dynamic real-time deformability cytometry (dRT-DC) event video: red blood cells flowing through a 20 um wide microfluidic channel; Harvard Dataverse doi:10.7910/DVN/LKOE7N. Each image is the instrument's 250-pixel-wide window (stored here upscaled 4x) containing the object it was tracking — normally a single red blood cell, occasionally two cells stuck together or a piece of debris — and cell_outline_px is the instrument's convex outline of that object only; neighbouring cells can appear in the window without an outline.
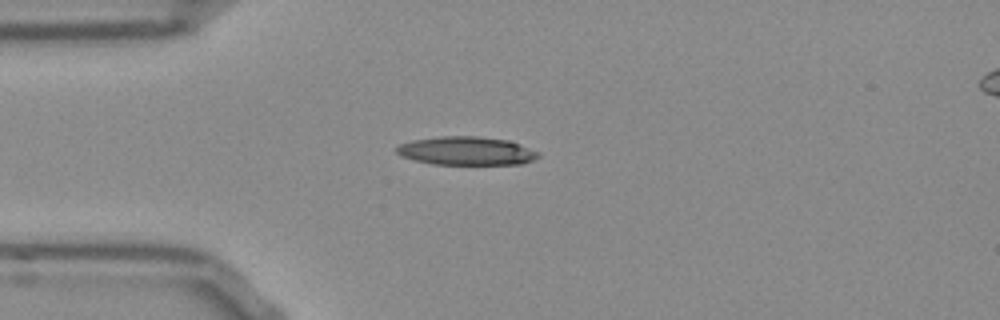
{"species": "Egyptian fruit bat (a non-hibernating species)", "species_latin": "Rousettus aegyptiacus", "temperature_condition": "room temperature", "stored_images_in_passage": 40, "camera_frame_rate_fps": 3000, "um_per_image_px": 0.085, "frame": {"image": 1, "passage_image": 1, "time_ms": 0.0, "image_size_px": [1000, 320], "cell_outline_px": [[540, 156], [532, 160], [520, 164], [432, 164], [400, 156], [396, 152], [396, 148], [400, 144], [412, 140], [440, 136], [476, 136], [508, 140], [540, 152]], "centroid_in_image_um": [39.64, 12.82], "position_along_channel_um": 45.4, "area_um2": 23.41}}
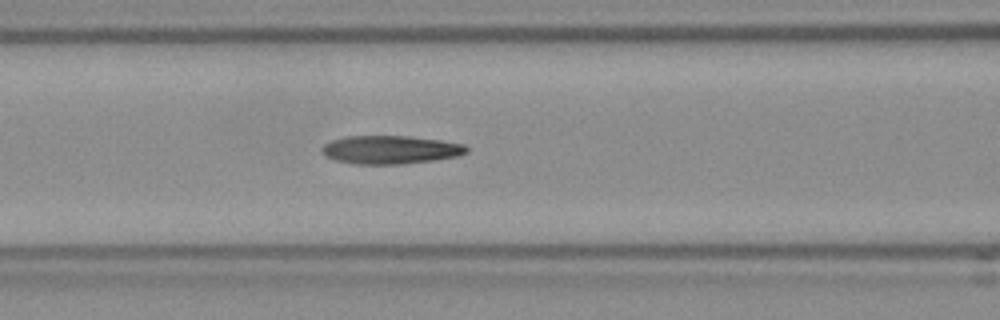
{"frame": {"image": 2, "passage_image": 9, "time_ms": 2.667, "image_size_px": [1000, 320], "cell_outline_px": [[468, 152], [456, 156], [432, 160], [404, 164], [352, 164], [336, 160], [324, 156], [320, 152], [320, 148], [324, 144], [332, 140], [344, 136], [408, 136], [440, 140], [464, 144], [468, 148]], "centroid_in_image_um": [33.13, 12.73], "position_along_channel_um": 133.5, "area_um2": 23.99}}
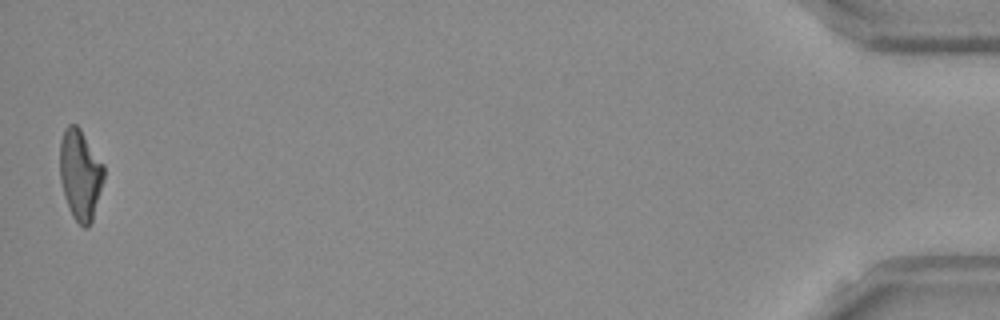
{"frame": {"image": 3, "passage_image": 40, "time_ms": 13.0, "image_size_px": [1000, 320], "cell_outline_px": [[104, 180], [92, 220], [88, 228], [84, 228], [72, 216], [68, 208], [64, 196], [60, 180], [60, 140], [64, 128], [68, 124], [76, 124], [80, 128], [104, 164]], "centroid_in_image_um": [6.81, 14.83], "position_along_channel_um": 428.4, "area_um2": 23.41}, "authors_computed_cell_mechanics": {"area_um2": 23.6691, "velocity_mm_per_s": 3.8159, "shape_relaxation_time_tau1_ms": 3.788, "shape_relaxation_time_tau2_ms": 2.8564, "deformation_change_tau1": 0.1732, "deformation_change_tau2": 0.1398}}